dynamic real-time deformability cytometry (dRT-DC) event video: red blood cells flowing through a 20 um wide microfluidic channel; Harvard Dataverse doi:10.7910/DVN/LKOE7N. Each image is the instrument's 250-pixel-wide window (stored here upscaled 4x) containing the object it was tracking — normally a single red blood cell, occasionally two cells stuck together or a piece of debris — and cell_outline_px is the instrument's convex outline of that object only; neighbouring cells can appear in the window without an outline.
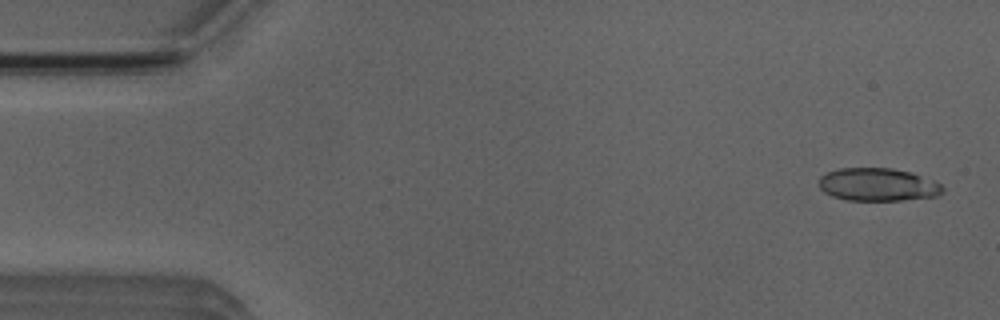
{"species": "Egyptian fruit bat (a non-hibernating species)", "species_latin": "Rousettus aegyptiacus", "temperature_condition": "room temperature", "stored_images_in_passage": 8, "camera_frame_rate_fps": 3000, "um_per_image_px": 0.085, "animal": {"sex": "male"}, "frame": {"image": 1, "passage_image": 2, "time_ms": 0.333, "image_size_px": [1000, 320], "cell_outline_px": [[944, 192], [936, 196], [900, 200], [844, 200], [832, 196], [824, 192], [816, 184], [820, 176], [828, 172], [840, 168], [892, 168], [912, 172], [936, 180], [944, 188]], "centroid_in_image_um": [74.61, 15.68], "position_along_channel_um": 10.4, "area_um2": 24.04}}